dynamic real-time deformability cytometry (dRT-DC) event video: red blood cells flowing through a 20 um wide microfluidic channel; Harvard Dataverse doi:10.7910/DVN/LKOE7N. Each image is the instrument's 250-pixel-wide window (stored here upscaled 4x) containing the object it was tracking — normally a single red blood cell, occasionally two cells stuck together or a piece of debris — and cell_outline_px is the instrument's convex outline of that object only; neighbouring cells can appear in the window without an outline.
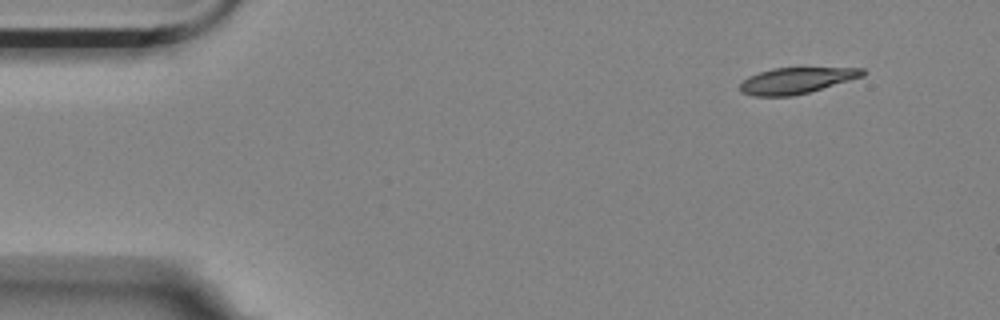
{"species": "Egyptian fruit bat (a non-hibernating species)", "species_latin": "Rousettus aegyptiacus", "temperature_condition": "room temperature", "stored_images_in_passage": 14, "camera_frame_rate_fps": 3000, "um_per_image_px": 0.085, "animal": {"sex": "female"}, "frame": {"image": 1, "passage_image": 1, "time_ms": 0.0, "image_size_px": [1000, 320], "cell_outline_px": [[864, 76], [808, 92], [792, 96], [752, 96], [740, 92], [740, 84], [748, 76], [772, 68], [804, 64], [864, 68]], "centroid_in_image_um": [67.75, 6.77], "position_along_channel_um": 17.3, "area_um2": 19.77}}
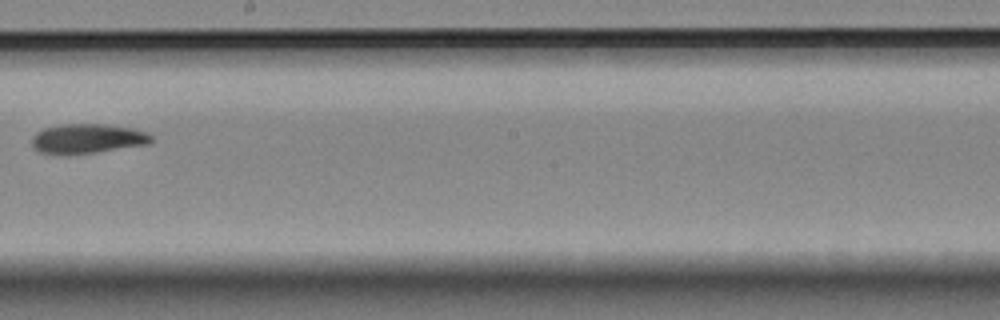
{"frame": {"image": 2, "passage_image": 8, "time_ms": 2.333, "image_size_px": [1000, 320], "cell_outline_px": [[152, 140], [148, 144], [96, 152], [40, 152], [32, 148], [32, 136], [36, 132], [44, 128], [60, 124], [104, 124], [132, 128], [144, 132], [152, 136]], "centroid_in_image_um": [7.43, 11.75], "position_along_channel_um": 240.8, "area_um2": 20.0}}
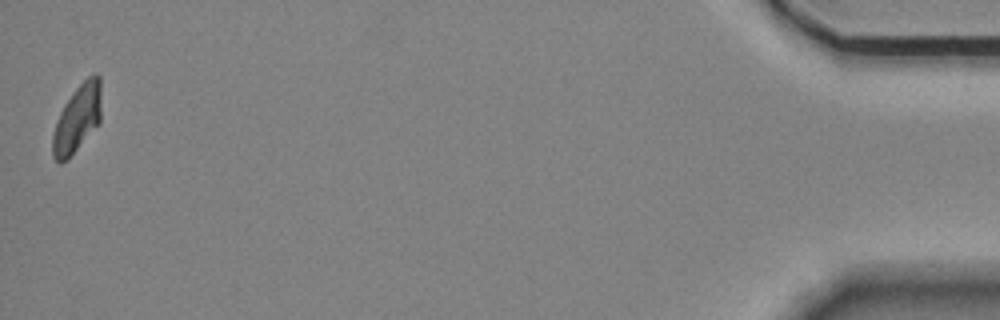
{"frame": {"image": 3, "passage_image": 14, "time_ms": 4.333, "image_size_px": [1000, 320], "cell_outline_px": [[100, 124], [68, 160], [60, 164], [52, 156], [52, 136], [56, 120], [64, 104], [76, 88], [88, 76], [96, 72], [100, 76]], "centroid_in_image_um": [6.56, 10.12], "position_along_channel_um": 428.6, "area_um2": 19.42}}